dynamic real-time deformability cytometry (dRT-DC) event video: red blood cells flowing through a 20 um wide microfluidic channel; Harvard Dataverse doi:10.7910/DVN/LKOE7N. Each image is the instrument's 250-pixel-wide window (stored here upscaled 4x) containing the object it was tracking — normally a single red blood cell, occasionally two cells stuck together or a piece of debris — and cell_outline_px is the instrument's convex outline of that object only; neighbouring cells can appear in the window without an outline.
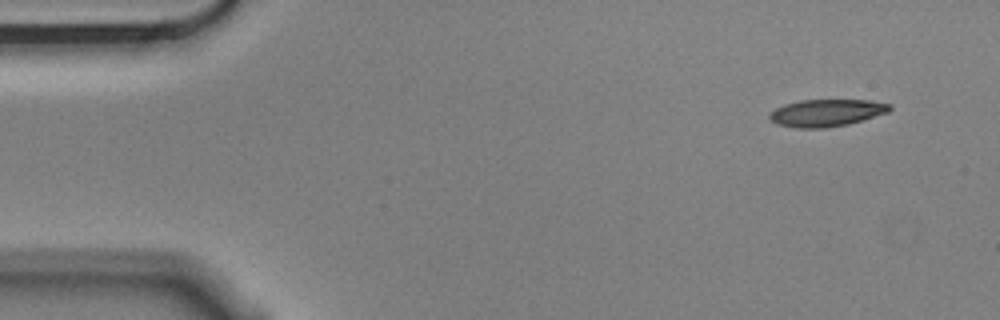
{"species": "Egyptian fruit bat (a non-hibernating species)", "species_latin": "Rousettus aegyptiacus", "temperature_condition": "cold", "stored_images_in_passage": 4, "camera_frame_rate_fps": 3000, "um_per_image_px": 0.085, "animal": {"sex": "male"}, "frame": {"image": 1, "passage_image": 1, "time_ms": 0.0, "image_size_px": [1000, 320], "cell_outline_px": [[892, 108], [888, 112], [848, 124], [824, 128], [796, 128], [776, 124], [768, 116], [776, 108], [784, 104], [800, 100], [868, 100], [892, 104]], "centroid_in_image_um": [70.25, 9.59], "position_along_channel_um": 14.7, "area_um2": 18.96}}
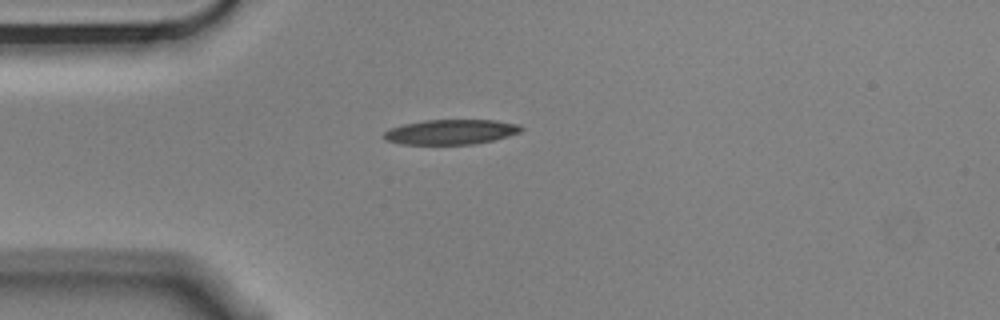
{"frame": {"image": 2, "passage_image": 4, "time_ms": 1.0, "image_size_px": [1000, 320], "cell_outline_px": [[524, 128], [520, 132], [508, 136], [492, 140], [472, 144], [400, 144], [388, 140], [384, 136], [384, 132], [388, 128], [404, 124], [424, 120], [496, 120], [520, 124]], "centroid_in_image_um": [38.34, 11.2], "position_along_channel_um": 46.7, "area_um2": 19.88}}